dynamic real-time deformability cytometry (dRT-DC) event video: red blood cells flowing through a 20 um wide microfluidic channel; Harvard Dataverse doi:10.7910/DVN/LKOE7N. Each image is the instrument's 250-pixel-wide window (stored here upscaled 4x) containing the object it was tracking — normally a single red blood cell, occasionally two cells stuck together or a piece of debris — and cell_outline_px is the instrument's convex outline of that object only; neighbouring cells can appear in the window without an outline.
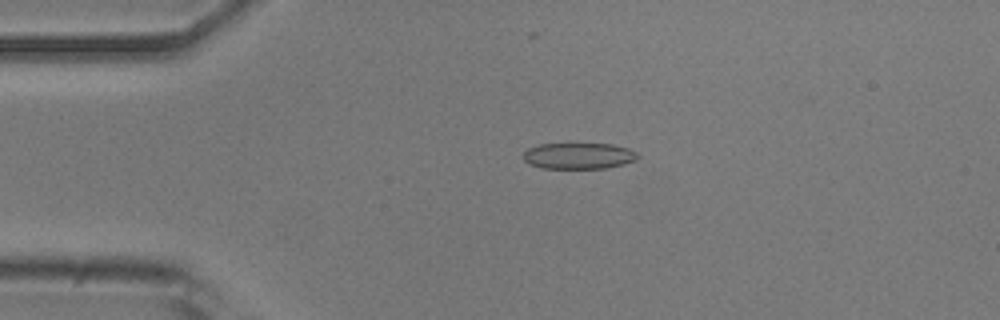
{"species": "common noctule bat (a hibernating species)", "species_latin": "Nyctalus noctula", "temperature_condition": "room temperature", "stored_images_in_passage": 52, "camera_frame_rate_fps": 3000, "um_per_image_px": 0.085, "animal": {"sex": "male", "body_mass_g": 20.5, "forearm_length_mm": 52.5}, "frame": {"image": 1, "passage_image": 11, "time_ms": 3.333, "image_size_px": [1000, 320], "cell_outline_px": [[640, 156], [636, 160], [624, 164], [604, 168], [540, 168], [528, 164], [524, 160], [524, 152], [528, 148], [540, 144], [612, 144], [628, 148], [636, 152]], "centroid_in_image_um": [49.19, 13.25], "position_along_channel_um": 35.8, "area_um2": 17.46}}
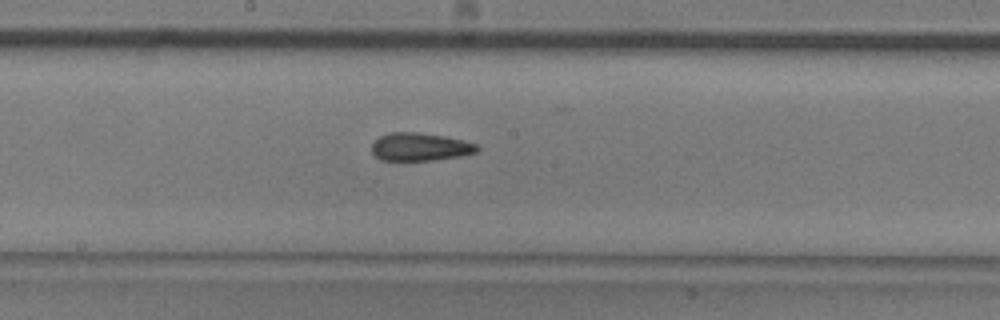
{"frame": {"image": 2, "passage_image": 27, "time_ms": 8.667, "image_size_px": [1000, 320], "cell_outline_px": [[480, 148], [476, 152], [460, 156], [432, 160], [380, 160], [372, 152], [372, 144], [380, 136], [388, 132], [416, 132], [444, 136], [464, 140], [476, 144]], "centroid_in_image_um": [35.7, 12.48], "position_along_channel_um": 212.5, "area_um2": 17.11}}
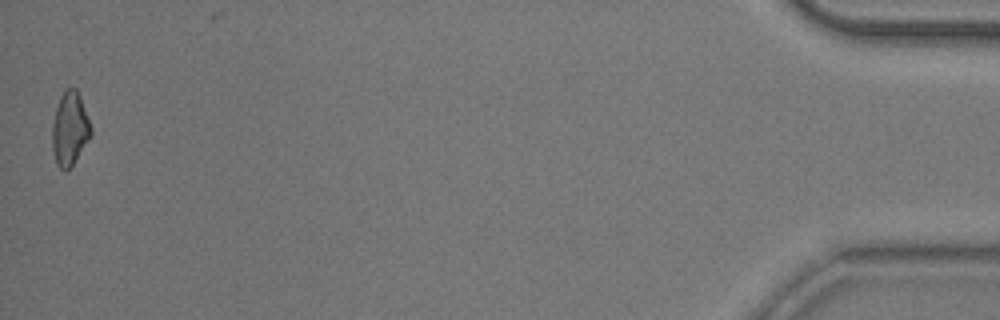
{"frame": {"image": 3, "passage_image": 51, "time_ms": 16.667, "image_size_px": [1000, 320], "cell_outline_px": [[92, 136], [72, 164], [64, 172], [56, 164], [52, 148], [52, 124], [56, 108], [60, 96], [68, 88], [76, 88], [80, 96], [92, 128]], "centroid_in_image_um": [5.93, 10.95], "position_along_channel_um": 429.3, "area_um2": 16.53}, "authors_computed_cell_mechanics": {"area_um2": 17.3978, "velocity_mm_per_s": 3.9183, "shape_relaxation_time_tau1_ms": 5.1262, "shape_relaxation_time_tau2_ms": 2.1168, "deformation_change_tau1": 0.1322, "deformation_change_tau2": 0.0926}}